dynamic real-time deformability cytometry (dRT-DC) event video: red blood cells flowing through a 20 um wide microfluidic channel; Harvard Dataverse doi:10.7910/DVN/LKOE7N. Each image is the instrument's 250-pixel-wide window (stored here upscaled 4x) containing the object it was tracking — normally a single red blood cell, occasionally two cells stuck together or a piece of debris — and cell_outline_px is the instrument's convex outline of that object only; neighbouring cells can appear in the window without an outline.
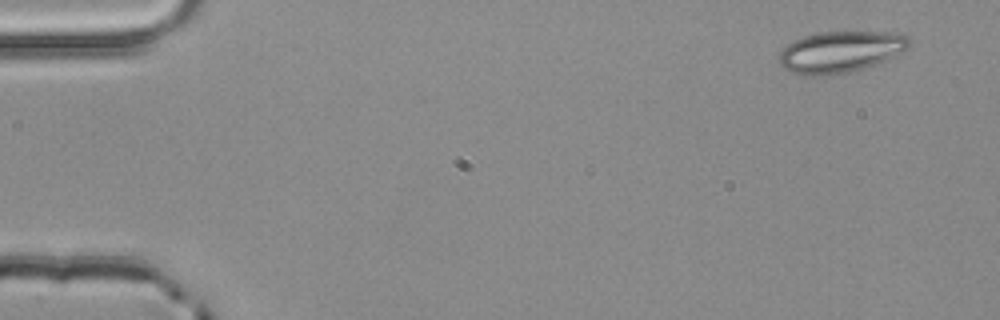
{"species": "common noctule bat (a hibernating species)", "species_latin": "Nyctalus noctula", "temperature_condition": "room temperature", "stored_images_in_passage": 4, "camera_frame_rate_fps": 3000, "um_per_image_px": 0.085, "animal": {"sex": "male", "body_mass_g": 20.4}, "frame": {"image": 1, "passage_image": 1, "time_ms": 0.0, "image_size_px": [1000, 320], "cell_outline_px": [[912, 44], [908, 48], [876, 64], [856, 72], [828, 76], [804, 76], [792, 72], [784, 68], [776, 60], [780, 48], [784, 44], [792, 40], [804, 36], [820, 32], [896, 32], [908, 36], [912, 40]], "centroid_in_image_um": [71.38, 4.42], "position_along_channel_um": 13.6, "area_um2": 32.25}}